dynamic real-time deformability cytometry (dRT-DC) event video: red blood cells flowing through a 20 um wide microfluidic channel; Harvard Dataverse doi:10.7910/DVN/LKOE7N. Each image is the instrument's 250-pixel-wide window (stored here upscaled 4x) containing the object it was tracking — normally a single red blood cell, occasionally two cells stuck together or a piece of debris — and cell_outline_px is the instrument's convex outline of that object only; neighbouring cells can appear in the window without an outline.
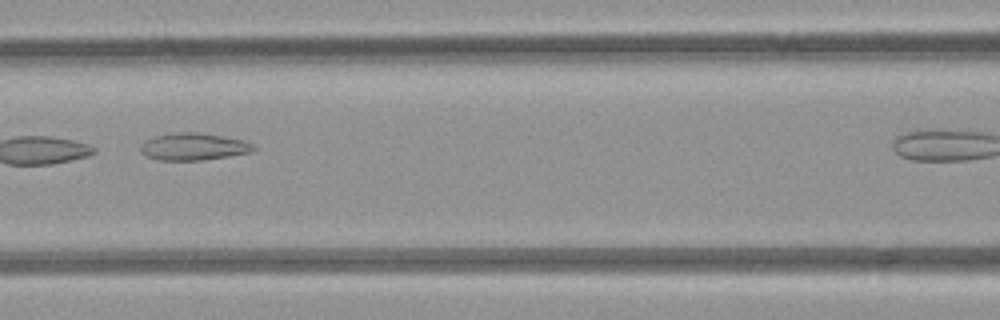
{"species": "common noctule bat (a hibernating species)", "species_latin": "Nyctalus noctula", "temperature_condition": "room temperature", "stored_images_in_passage": 9, "segment_of_instrument_passage": [1, 2], "camera_frame_rate_fps": 3000, "um_per_image_px": 0.085, "animal": {"sex": "female", "body_mass_g": 21.9}, "frame": {"image": 1, "passage_image": 8, "time_ms": 8.0, "image_size_px": [1000, 320], "cell_outline_px": [[256, 148], [252, 152], [228, 156], [200, 160], [156, 160], [140, 152], [140, 144], [144, 140], [156, 136], [180, 132], [200, 132], [224, 136], [244, 140], [252, 144]], "centroid_in_image_um": [16.44, 12.46], "position_along_channel_um": 150.2, "area_um2": 17.92}}